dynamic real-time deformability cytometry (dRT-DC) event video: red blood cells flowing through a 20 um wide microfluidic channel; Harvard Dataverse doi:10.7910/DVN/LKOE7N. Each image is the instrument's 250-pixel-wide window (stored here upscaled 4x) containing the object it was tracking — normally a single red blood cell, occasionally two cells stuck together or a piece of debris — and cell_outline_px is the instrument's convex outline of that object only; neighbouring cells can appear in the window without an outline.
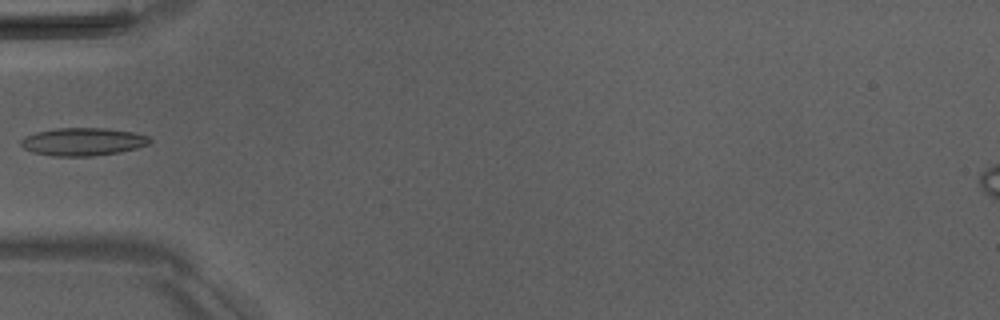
{"species": "Egyptian fruit bat (a non-hibernating species)", "species_latin": "Rousettus aegyptiacus", "temperature_condition": "room temperature", "stored_images_in_passage": 5, "camera_frame_rate_fps": 3000, "um_per_image_px": 0.085, "animal": {"sex": "male"}, "frame": {"image": 1, "passage_image": 5, "time_ms": 4.667, "image_size_px": [1000, 320], "cell_outline_px": [[152, 140], [148, 144], [136, 148], [120, 152], [92, 156], [52, 156], [32, 152], [24, 148], [20, 144], [20, 140], [24, 136], [36, 132], [56, 128], [104, 128], [132, 132], [148, 136]], "centroid_in_image_um": [7.01, 12.05], "position_along_channel_um": 78.0, "area_um2": 20.92}}